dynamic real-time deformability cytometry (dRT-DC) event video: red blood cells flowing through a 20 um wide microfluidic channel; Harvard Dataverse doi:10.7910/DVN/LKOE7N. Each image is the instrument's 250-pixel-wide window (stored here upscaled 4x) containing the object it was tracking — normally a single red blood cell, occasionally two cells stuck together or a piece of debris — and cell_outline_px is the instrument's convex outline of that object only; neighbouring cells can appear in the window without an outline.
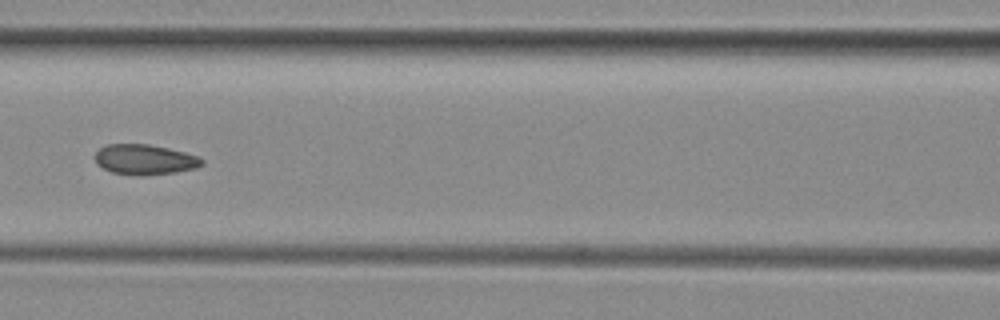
{"species": "common noctule bat (a hibernating species)", "species_latin": "Nyctalus noctula", "temperature_condition": "room temperature", "stored_images_in_passage": 50, "camera_frame_rate_fps": 3000, "um_per_image_px": 0.085, "animal": {"sex": "female", "body_mass_g": 29.2, "forearm_length_mm": 56.3}, "frame": {"image": 1, "passage_image": 22, "time_ms": 7.0, "image_size_px": [1000, 320], "cell_outline_px": [[204, 164], [196, 168], [176, 172], [140, 176], [112, 172], [96, 164], [96, 152], [100, 148], [108, 144], [148, 144], [168, 148], [200, 156], [204, 160]], "centroid_in_image_um": [12.34, 13.56], "position_along_channel_um": 154.3, "area_um2": 18.84}}
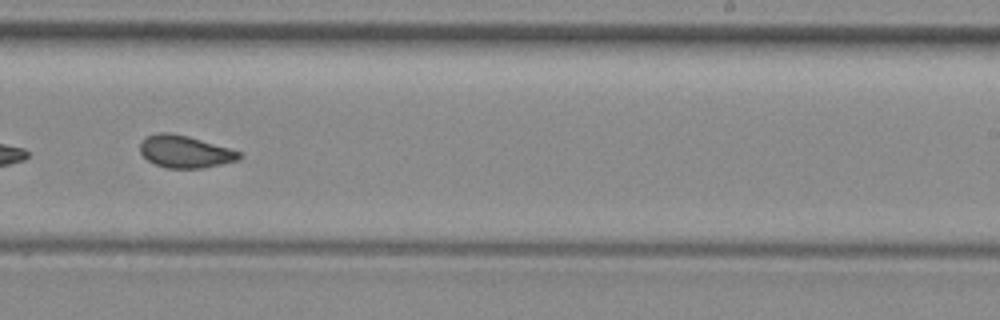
{"frame": {"image": 2, "passage_image": 31, "time_ms": 10.0, "image_size_px": [1000, 320], "cell_outline_px": [[244, 156], [240, 160], [200, 168], [168, 168], [156, 164], [148, 160], [140, 152], [140, 144], [148, 136], [156, 132], [172, 132], [188, 136], [228, 148], [240, 152]], "centroid_in_image_um": [15.73, 12.88], "position_along_channel_um": 273.3, "area_um2": 18.5}}
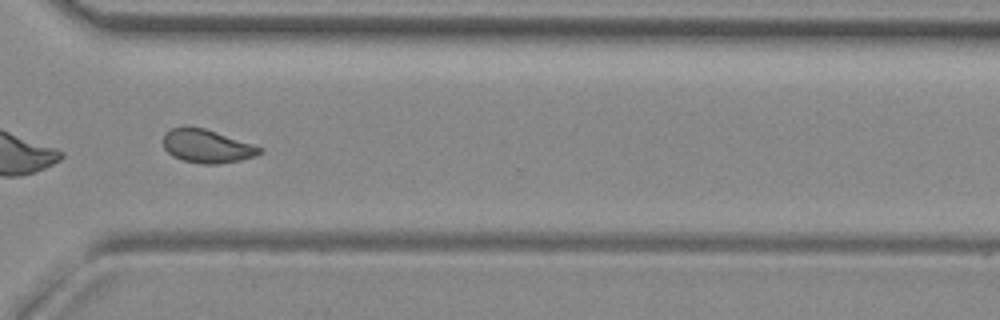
{"frame": {"image": 3, "passage_image": 37, "time_ms": 12.0, "image_size_px": [1000, 320], "cell_outline_px": [[264, 152], [256, 156], [240, 160], [216, 164], [204, 164], [184, 160], [172, 156], [164, 148], [164, 136], [172, 128], [184, 124], [204, 128], [264, 148]], "centroid_in_image_um": [17.6, 12.41], "position_along_channel_um": 353.0, "area_um2": 18.79}, "authors_computed_cell_mechanics": {"area_um2": 20.1433, "velocity_mm_per_s": 3.9818, "shape_relaxation_time_tau1_ms": null, "shape_relaxation_time_tau2_ms": 1.5416, "deformation_change_tau1": null, "deformation_change_tau2": 0.0705}}